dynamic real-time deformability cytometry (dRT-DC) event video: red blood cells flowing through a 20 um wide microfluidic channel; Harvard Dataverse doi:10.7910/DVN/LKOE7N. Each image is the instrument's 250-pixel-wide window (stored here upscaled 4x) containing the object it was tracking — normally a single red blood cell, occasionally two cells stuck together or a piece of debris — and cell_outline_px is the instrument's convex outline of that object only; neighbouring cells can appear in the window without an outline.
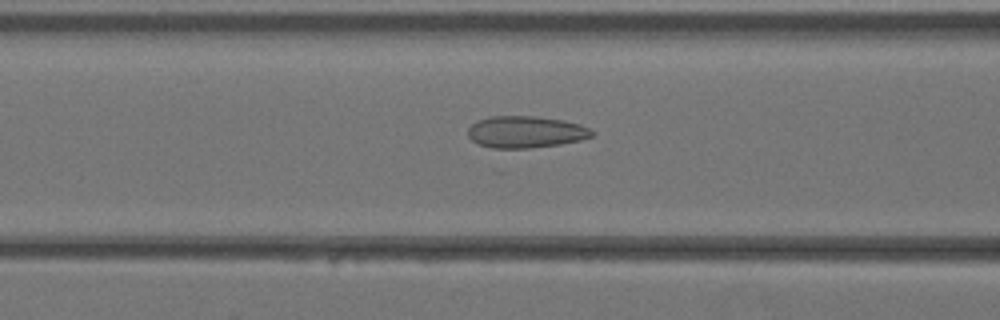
{"species": "Egyptian fruit bat (a non-hibernating species)", "species_latin": "Rousettus aegyptiacus", "temperature_condition": "warm", "stored_images_in_passage": 39, "camera_frame_rate_fps": 3000, "um_per_image_px": 0.085, "animal": {"sex": "female"}, "frame": {"image": 1, "passage_image": 16, "time_ms": 5.0, "image_size_px": [1000, 320], "cell_outline_px": [[596, 132], [592, 136], [580, 140], [560, 144], [528, 148], [492, 148], [476, 144], [468, 136], [468, 128], [472, 124], [480, 120], [492, 116], [536, 116], [564, 120], [580, 124]], "centroid_in_image_um": [44.68, 11.22], "position_along_channel_um": 121.9, "area_um2": 23.0}}
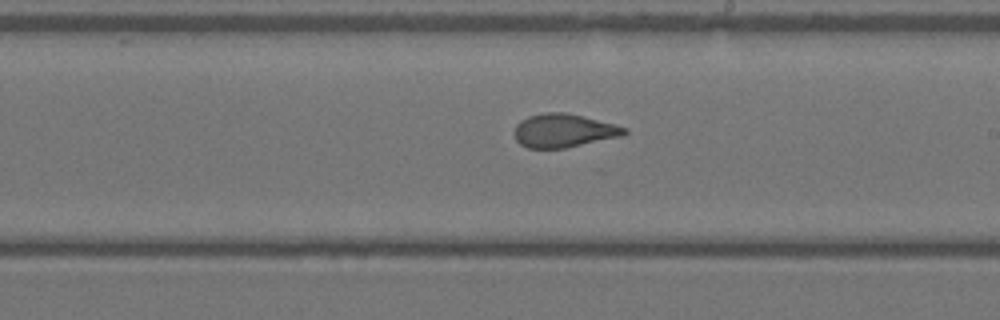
{"frame": {"image": 2, "passage_image": 23, "time_ms": 7.333, "image_size_px": [1000, 320], "cell_outline_px": [[628, 132], [624, 136], [564, 148], [528, 148], [520, 144], [516, 140], [516, 124], [520, 120], [528, 116], [544, 112], [564, 112], [616, 124], [628, 128]], "centroid_in_image_um": [47.95, 11.1], "position_along_channel_um": 241.1, "area_um2": 21.5}}
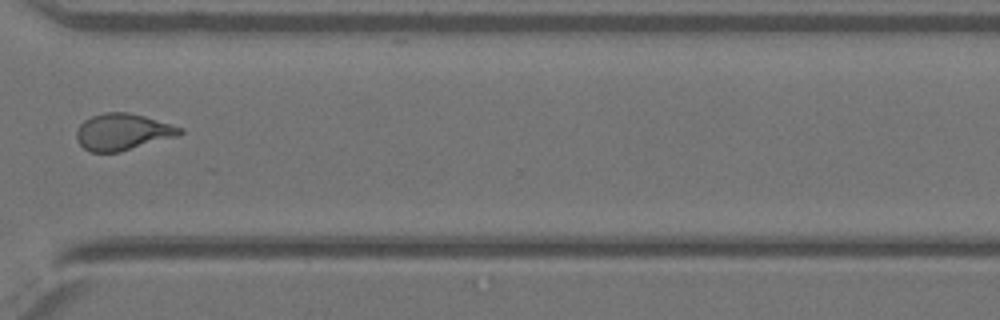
{"frame": {"image": 3, "passage_image": 30, "time_ms": 9.667, "image_size_px": [1000, 320], "cell_outline_px": [[184, 132], [180, 136], [120, 152], [88, 152], [76, 140], [76, 132], [80, 124], [84, 120], [92, 116], [104, 112], [128, 112], [144, 116], [172, 124], [184, 128]], "centroid_in_image_um": [10.46, 11.22], "position_along_channel_um": 360.1, "area_um2": 22.37}}